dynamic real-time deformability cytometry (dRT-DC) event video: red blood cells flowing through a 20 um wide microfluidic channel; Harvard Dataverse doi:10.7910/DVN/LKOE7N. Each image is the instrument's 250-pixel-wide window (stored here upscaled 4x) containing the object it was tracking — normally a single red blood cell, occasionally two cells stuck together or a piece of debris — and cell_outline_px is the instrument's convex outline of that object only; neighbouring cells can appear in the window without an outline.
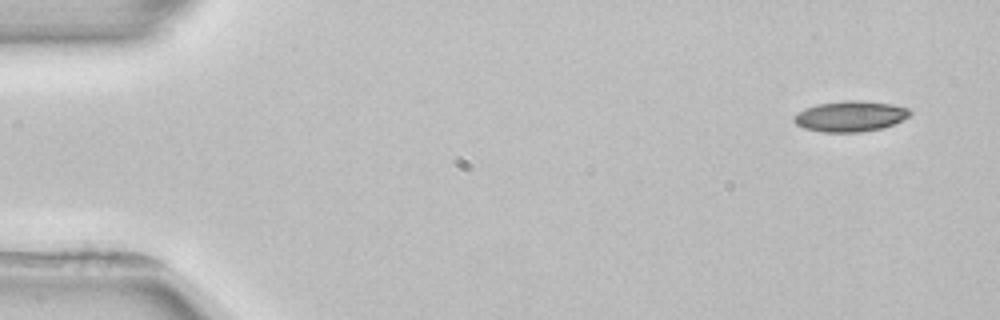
{"species": "common noctule bat (a hibernating species)", "species_latin": "Nyctalus noctula", "temperature_condition": "room temperature", "stored_images_in_passage": 5, "camera_frame_rate_fps": 3000, "um_per_image_px": 0.085, "animal": {"sex": "female", "body_mass_g": 22.7, "forearm_length_mm": 54.2}, "frame": {"image": 1, "passage_image": 1, "time_ms": 0.0, "image_size_px": [1000, 320], "cell_outline_px": [[912, 112], [908, 116], [892, 124], [880, 128], [860, 132], [820, 132], [804, 128], [796, 124], [792, 120], [792, 116], [804, 108], [816, 104], [844, 100], [856, 100], [892, 104], [908, 108]], "centroid_in_image_um": [72.2, 9.87], "position_along_channel_um": 12.8, "area_um2": 20.69}}
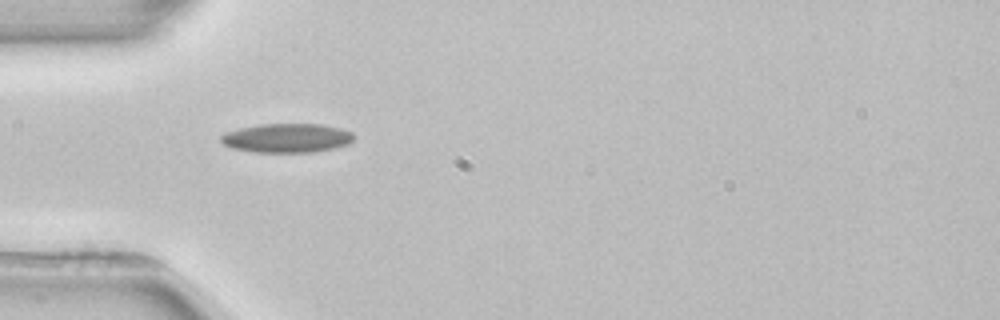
{"frame": {"image": 2, "passage_image": 4, "time_ms": 4.333, "image_size_px": [1000, 320], "cell_outline_px": [[352, 140], [348, 144], [332, 148], [312, 152], [256, 152], [232, 148], [224, 144], [220, 140], [220, 136], [228, 132], [240, 128], [260, 124], [320, 124], [340, 128], [352, 132]], "centroid_in_image_um": [24.37, 11.73], "position_along_channel_um": 60.6, "area_um2": 22.25}}